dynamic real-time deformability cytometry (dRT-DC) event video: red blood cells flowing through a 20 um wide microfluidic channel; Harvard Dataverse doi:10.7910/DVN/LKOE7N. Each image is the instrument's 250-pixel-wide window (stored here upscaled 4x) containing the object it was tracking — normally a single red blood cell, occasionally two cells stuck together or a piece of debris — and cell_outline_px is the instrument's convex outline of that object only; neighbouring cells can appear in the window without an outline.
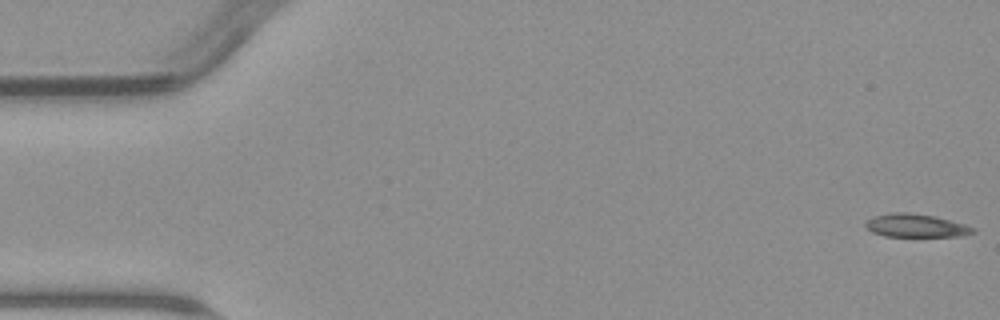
{"species": "common noctule bat (a hibernating species)", "species_latin": "Nyctalus noctula", "temperature_condition": "warm", "stored_images_in_passage": 5, "camera_frame_rate_fps": 3000, "um_per_image_px": 0.085, "animal": {"sex": "male", "body_mass_g": 23.1, "forearm_length_mm": 52.7}, "frame": {"image": 1, "passage_image": 1, "time_ms": 0.0, "image_size_px": [1000, 320], "cell_outline_px": [[976, 232], [964, 236], [884, 236], [872, 232], [864, 224], [864, 220], [872, 216], [892, 212], [908, 212], [936, 216], [964, 224], [976, 228]], "centroid_in_image_um": [77.84, 19.16], "position_along_channel_um": 7.2, "area_um2": 14.74}}
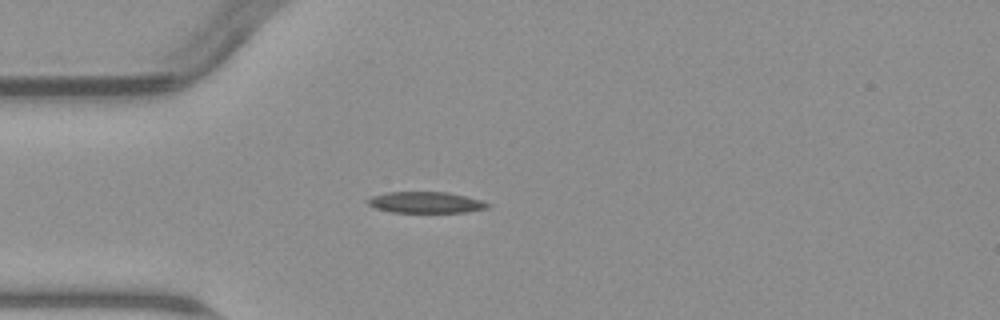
{"frame": {"image": 2, "passage_image": 5, "time_ms": 4.667, "image_size_px": [1000, 320], "cell_outline_px": [[492, 204], [488, 208], [464, 212], [392, 212], [376, 208], [368, 204], [368, 200], [372, 196], [388, 192], [448, 192], [480, 200]], "centroid_in_image_um": [36.21, 17.2], "position_along_channel_um": 48.8, "area_um2": 14.62}}